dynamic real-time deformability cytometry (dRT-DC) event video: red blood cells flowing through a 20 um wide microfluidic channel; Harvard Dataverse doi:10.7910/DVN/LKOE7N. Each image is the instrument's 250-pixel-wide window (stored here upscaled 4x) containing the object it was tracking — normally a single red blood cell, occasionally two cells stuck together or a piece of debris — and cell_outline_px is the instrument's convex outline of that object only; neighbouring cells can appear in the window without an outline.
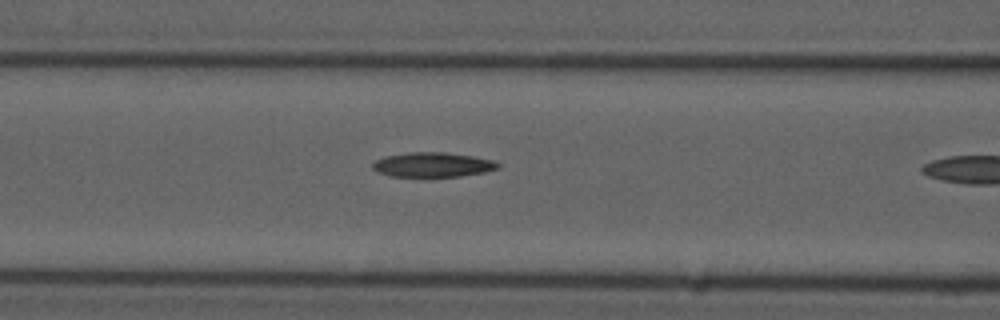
{"species": "common noctule bat (a hibernating species)", "species_latin": "Nyctalus noctula", "temperature_condition": "cold", "stored_images_in_passage": 11, "camera_frame_rate_fps": 3000, "um_per_image_px": 0.085, "animal": {"sex": "male", "forearm_length_mm": 52.5}, "frame": {"image": 1, "passage_image": 10, "time_ms": 3.0, "image_size_px": [1000, 320], "cell_outline_px": [[500, 168], [484, 172], [460, 176], [392, 176], [380, 172], [372, 168], [372, 164], [376, 160], [384, 156], [408, 152], [444, 152], [472, 156], [492, 160], [500, 164]], "centroid_in_image_um": [36.79, 13.99], "position_along_channel_um": 129.8, "area_um2": 17.8}}